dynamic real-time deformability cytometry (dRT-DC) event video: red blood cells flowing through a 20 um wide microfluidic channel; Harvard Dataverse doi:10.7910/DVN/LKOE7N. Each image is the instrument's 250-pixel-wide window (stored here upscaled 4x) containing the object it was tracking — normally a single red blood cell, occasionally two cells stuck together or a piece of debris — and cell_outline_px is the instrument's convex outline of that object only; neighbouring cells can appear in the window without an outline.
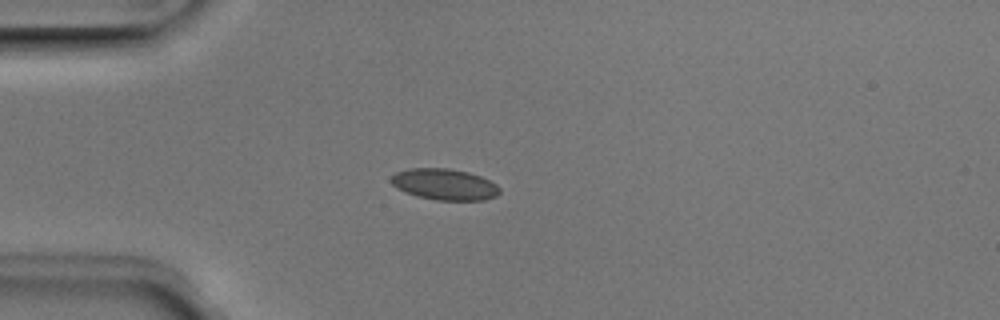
{"species": "Egyptian fruit bat (a non-hibernating species)", "species_latin": "Rousettus aegyptiacus", "temperature_condition": "room temperature", "stored_images_in_passage": 38, "camera_frame_rate_fps": 3000, "um_per_image_px": 0.085, "animal": {"sex": "male"}, "frame": {"image": 1, "passage_image": 1, "time_ms": 0.0, "image_size_px": [1000, 320], "cell_outline_px": [[500, 192], [496, 196], [484, 200], [436, 200], [404, 192], [392, 184], [392, 176], [396, 172], [408, 168], [448, 168], [468, 172], [480, 176], [496, 184], [500, 188]], "centroid_in_image_um": [37.8, 15.66], "position_along_channel_um": 47.2, "area_um2": 19.59}}
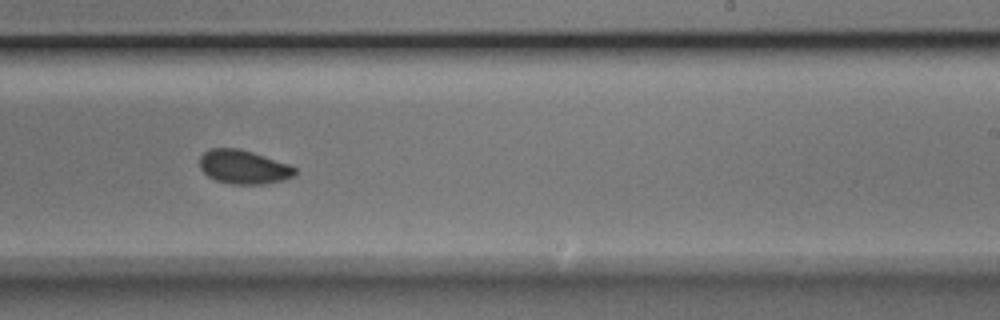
{"frame": {"image": 2, "passage_image": 19, "time_ms": 6.0, "image_size_px": [1000, 320], "cell_outline_px": [[296, 176], [284, 180], [264, 184], [232, 184], [216, 180], [208, 176], [200, 168], [200, 156], [204, 152], [212, 148], [236, 148], [252, 152], [288, 164], [296, 168]], "centroid_in_image_um": [20.71, 14.2], "position_along_channel_um": 268.3, "area_um2": 18.73}}
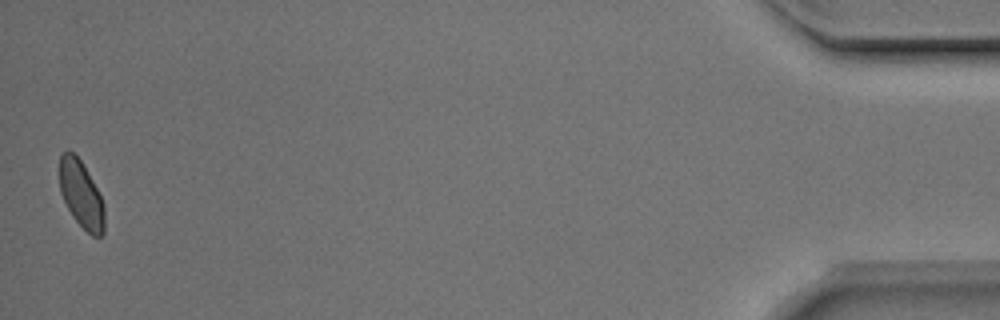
{"frame": {"image": 3, "passage_image": 38, "time_ms": 12.333, "image_size_px": [1000, 320], "cell_outline_px": [[104, 232], [100, 236], [92, 236], [72, 216], [60, 192], [60, 156], [64, 152], [72, 152], [80, 160], [92, 180], [100, 196], [104, 208]], "centroid_in_image_um": [6.9, 16.55], "position_along_channel_um": 428.3, "area_um2": 17.05}, "authors_computed_cell_mechanics": {"area_um2": 18.9873, "velocity_mm_per_s": 3.9585, "shape_relaxation_time_tau1_ms": 4.13, "shape_relaxation_time_tau2_ms": 1.4051, "deformation_change_tau1": 0.0669, "deformation_change_tau2": 0.047}}